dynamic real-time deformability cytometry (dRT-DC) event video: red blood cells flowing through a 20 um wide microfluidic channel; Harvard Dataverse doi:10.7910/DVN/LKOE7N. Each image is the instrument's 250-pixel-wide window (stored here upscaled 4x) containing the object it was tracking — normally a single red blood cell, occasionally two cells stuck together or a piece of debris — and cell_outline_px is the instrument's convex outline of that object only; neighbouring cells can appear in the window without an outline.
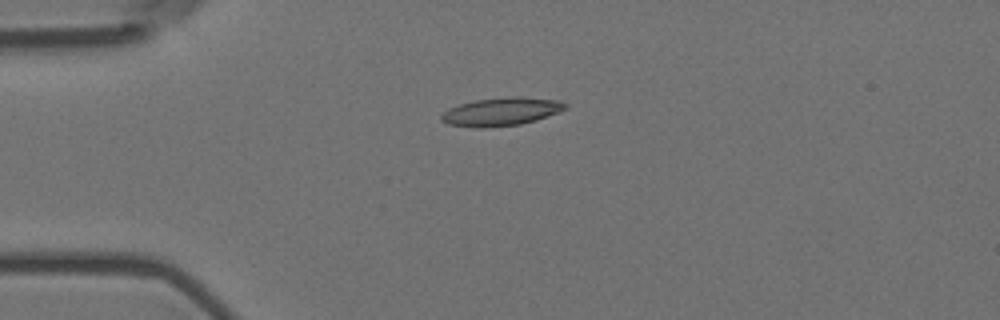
{"species": "Egyptian fruit bat (a non-hibernating species)", "species_latin": "Rousettus aegyptiacus", "temperature_condition": "room temperature", "stored_images_in_passage": 5, "camera_frame_rate_fps": 3000, "um_per_image_px": 0.085, "animal": {"sex": "female"}, "frame": {"image": 1, "passage_image": 4, "time_ms": 1.0, "image_size_px": [1000, 320], "cell_outline_px": [[568, 108], [536, 120], [520, 124], [484, 128], [480, 128], [448, 124], [440, 120], [440, 116], [448, 108], [460, 104], [476, 100], [508, 96], [516, 96], [560, 100], [568, 104]], "centroid_in_image_um": [42.61, 9.48], "position_along_channel_um": 42.4, "area_um2": 20.4}}